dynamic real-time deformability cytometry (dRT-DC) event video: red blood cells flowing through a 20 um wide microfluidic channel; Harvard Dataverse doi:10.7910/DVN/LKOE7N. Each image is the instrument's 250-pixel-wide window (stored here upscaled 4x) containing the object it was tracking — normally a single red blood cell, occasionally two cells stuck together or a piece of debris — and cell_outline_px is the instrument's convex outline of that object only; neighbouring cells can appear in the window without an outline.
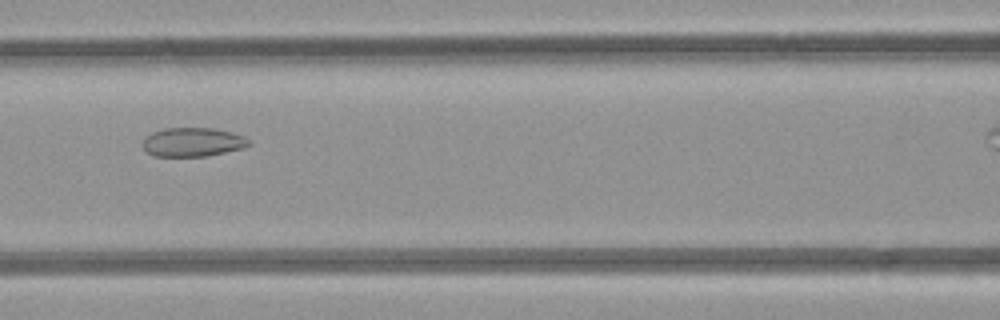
{"species": "common noctule bat (a hibernating species)", "species_latin": "Nyctalus noctula", "temperature_condition": "room temperature", "stored_images_in_passage": 7, "camera_frame_rate_fps": 3000, "um_per_image_px": 0.085, "animal": {"sex": "female", "body_mass_g": 21.9}, "frame": {"image": 1, "passage_image": 7, "time_ms": 7.667, "image_size_px": [1000, 320], "cell_outline_px": [[252, 144], [244, 148], [208, 156], [152, 156], [140, 144], [152, 132], [164, 128], [212, 128], [244, 136]], "centroid_in_image_um": [16.37, 12.09], "position_along_channel_um": 150.2, "area_um2": 17.86}}